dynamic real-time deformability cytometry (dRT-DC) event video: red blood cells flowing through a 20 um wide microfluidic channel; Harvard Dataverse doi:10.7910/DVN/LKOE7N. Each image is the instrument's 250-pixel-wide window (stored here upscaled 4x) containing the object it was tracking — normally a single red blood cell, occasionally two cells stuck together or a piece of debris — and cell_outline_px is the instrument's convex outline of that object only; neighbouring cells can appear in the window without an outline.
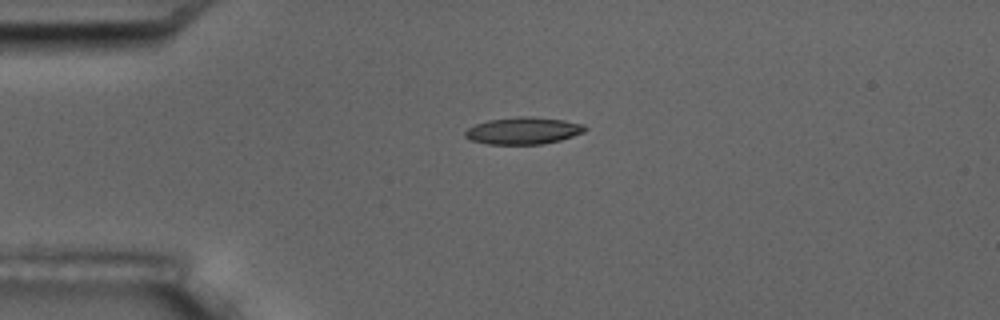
{"species": "common noctule bat (a hibernating species)", "species_latin": "Nyctalus noctula", "temperature_condition": "room temperature", "stored_images_in_passage": 2, "camera_frame_rate_fps": 3000, "um_per_image_px": 0.085, "animal": {"sex": "male", "body_mass_g": 17.5, "forearm_length_mm": 52.3}, "frame": {"image": 1, "passage_image": 1, "time_ms": 0.0, "image_size_px": [1000, 320], "cell_outline_px": [[588, 128], [584, 132], [560, 140], [544, 144], [488, 144], [472, 140], [464, 136], [464, 132], [468, 128], [476, 124], [488, 120], [516, 116], [532, 116], [564, 120], [584, 124]], "centroid_in_image_um": [44.49, 11.1], "position_along_channel_um": 40.5, "area_um2": 18.96}}